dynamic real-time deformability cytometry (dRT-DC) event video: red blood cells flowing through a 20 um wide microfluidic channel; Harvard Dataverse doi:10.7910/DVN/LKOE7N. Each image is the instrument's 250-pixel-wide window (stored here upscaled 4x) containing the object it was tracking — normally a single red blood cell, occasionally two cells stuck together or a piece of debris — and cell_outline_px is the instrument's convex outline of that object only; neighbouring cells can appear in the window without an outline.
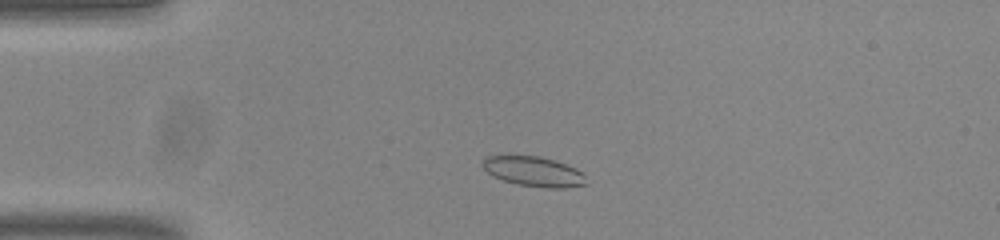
{"species": "common noctule bat (a hibernating species)", "species_latin": "Nyctalus noctula", "temperature_condition": "room temperature", "stored_images_in_passage": 48, "camera_frame_rate_fps": 3000, "um_per_image_px": 0.085, "animal": {"sex": "male", "body_mass_g": 20.0, "forearm_length_mm": 53.3}, "frame": {"image": 1, "passage_image": 7, "time_ms": 2.0, "image_size_px": [1000, 240], "cell_outline_px": [[588, 184], [564, 188], [548, 188], [516, 184], [492, 176], [484, 168], [484, 156], [540, 156], [576, 168], [584, 172]], "centroid_in_image_um": [45.42, 14.59], "position_along_channel_um": 39.6, "area_um2": 17.92}}
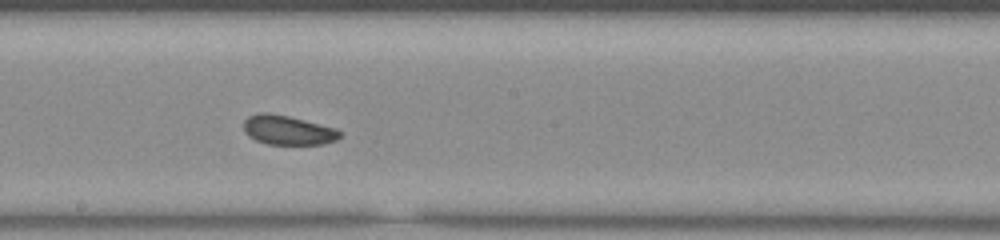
{"frame": {"image": 2, "passage_image": 24, "time_ms": 7.667, "image_size_px": [1000, 240], "cell_outline_px": [[340, 136], [336, 140], [324, 144], [268, 144], [256, 140], [248, 136], [244, 132], [244, 120], [248, 116], [260, 112], [268, 112], [288, 116], [336, 128], [340, 132]], "centroid_in_image_um": [24.44, 11.05], "position_along_channel_um": 223.8, "area_um2": 16.42}}
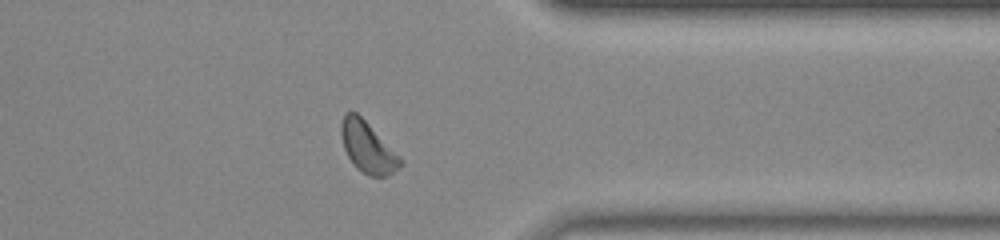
{"frame": {"image": 3, "passage_image": 37, "time_ms": 12.0, "image_size_px": [1000, 240], "cell_outline_px": [[404, 164], [392, 172], [384, 176], [368, 176], [356, 168], [348, 156], [344, 148], [340, 132], [340, 124], [344, 112], [356, 112], [404, 160]], "centroid_in_image_um": [31.24, 12.52], "position_along_channel_um": 380.2, "area_um2": 17.4}, "authors_computed_cell_mechanics": {"area_um2": 17.1955, "velocity_mm_per_s": 3.7988, "shape_relaxation_time_tau1_ms": 3.5065, "shape_relaxation_time_tau2_ms": 2.3621, "deformation_change_tau1": 0.0577, "deformation_change_tau2": 0.0769}}